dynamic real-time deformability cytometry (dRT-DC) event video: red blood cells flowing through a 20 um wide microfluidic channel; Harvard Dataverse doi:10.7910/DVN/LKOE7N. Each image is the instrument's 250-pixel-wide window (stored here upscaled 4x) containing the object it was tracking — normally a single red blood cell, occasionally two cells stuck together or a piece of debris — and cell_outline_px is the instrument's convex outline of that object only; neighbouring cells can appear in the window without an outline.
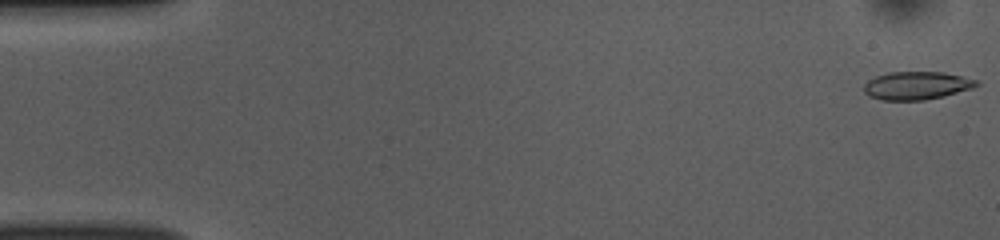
{"species": "common noctule bat (a hibernating species)", "species_latin": "Nyctalus noctula", "temperature_condition": "room temperature", "stored_images_in_passage": 52, "camera_frame_rate_fps": 3000, "um_per_image_px": 0.085, "animal": {"sex": "female", "body_mass_g": 10.0, "forearm_length_mm": 53.1}, "frame": {"image": 1, "passage_image": 1, "time_ms": 0.0, "image_size_px": [1000, 240], "cell_outline_px": [[980, 84], [972, 88], [944, 96], [924, 100], [880, 100], [868, 96], [864, 92], [864, 84], [868, 80], [876, 76], [888, 72], [944, 72], [980, 80]], "centroid_in_image_um": [77.92, 7.27], "position_along_channel_um": 7.1, "area_um2": 18.55}}
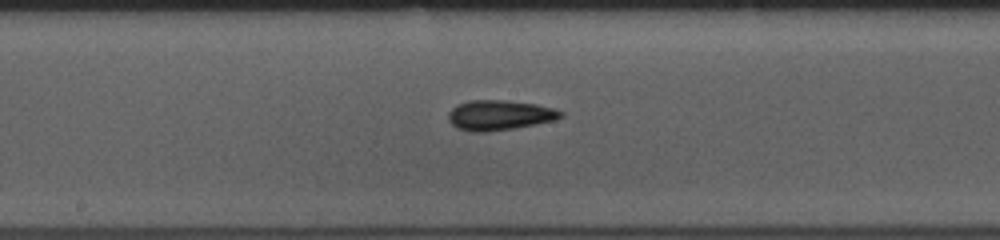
{"frame": {"image": 2, "passage_image": 27, "time_ms": 8.667, "image_size_px": [1000, 240], "cell_outline_px": [[564, 116], [556, 120], [512, 128], [484, 132], [468, 132], [456, 128], [448, 120], [448, 112], [456, 104], [468, 100], [504, 100], [536, 104], [552, 108], [564, 112]], "centroid_in_image_um": [42.42, 9.78], "position_along_channel_um": 205.8, "area_um2": 19.77}}
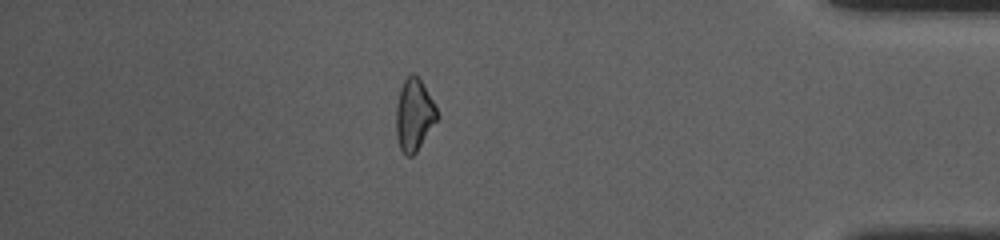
{"frame": {"image": 3, "passage_image": 45, "time_ms": 14.667, "image_size_px": [1000, 240], "cell_outline_px": [[440, 116], [416, 152], [412, 156], [404, 156], [400, 148], [396, 136], [396, 104], [400, 88], [404, 80], [412, 72], [420, 80], [432, 100]], "centroid_in_image_um": [35.18, 9.79], "position_along_channel_um": 400.0, "area_um2": 17.17}, "authors_computed_cell_mechanics": {"area_um2": 18.5538, "velocity_mm_per_s": 3.8721, "shape_relaxation_time_tau1_ms": 3.0045, "shape_relaxation_time_tau2_ms": 4.0489, "deformation_change_tau1": 0.114, "deformation_change_tau2": 0.1263}}